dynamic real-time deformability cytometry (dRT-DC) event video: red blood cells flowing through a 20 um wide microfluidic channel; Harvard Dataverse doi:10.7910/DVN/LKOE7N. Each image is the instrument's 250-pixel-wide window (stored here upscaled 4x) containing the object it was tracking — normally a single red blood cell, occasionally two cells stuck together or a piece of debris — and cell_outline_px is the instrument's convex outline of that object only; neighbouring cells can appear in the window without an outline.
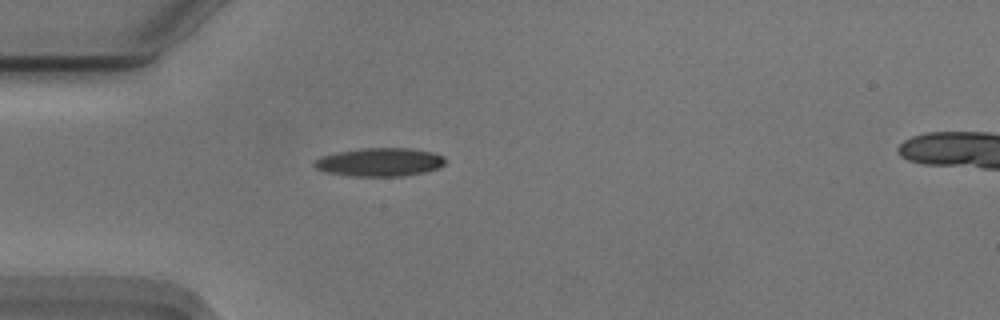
{"species": "Egyptian fruit bat (a non-hibernating species)", "species_latin": "Rousettus aegyptiacus", "temperature_condition": "cold", "stored_images_in_passage": 40, "camera_frame_rate_fps": 3000, "um_per_image_px": 0.085, "animal": {"sex": "male"}, "frame": {"image": 1, "passage_image": 1, "time_ms": 0.0, "image_size_px": [1000, 320], "cell_outline_px": [[448, 160], [440, 168], [424, 172], [400, 176], [352, 176], [328, 172], [316, 168], [312, 164], [320, 156], [360, 148], [412, 148], [432, 152], [444, 156]], "centroid_in_image_um": [32.33, 13.77], "position_along_channel_um": 52.7, "area_um2": 21.68}}
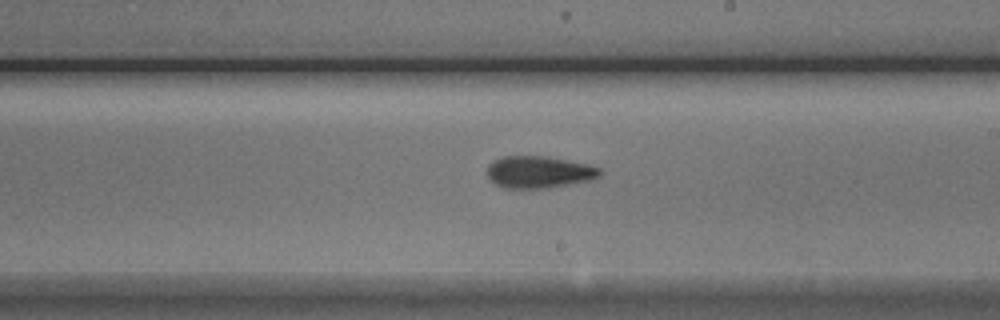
{"frame": {"image": 2, "passage_image": 17, "time_ms": 5.333, "image_size_px": [1000, 320], "cell_outline_px": [[600, 176], [592, 180], [548, 188], [504, 188], [488, 180], [488, 164], [504, 156], [544, 156], [588, 164], [600, 168]], "centroid_in_image_um": [45.81, 14.63], "position_along_channel_um": 243.2, "area_um2": 20.98}}
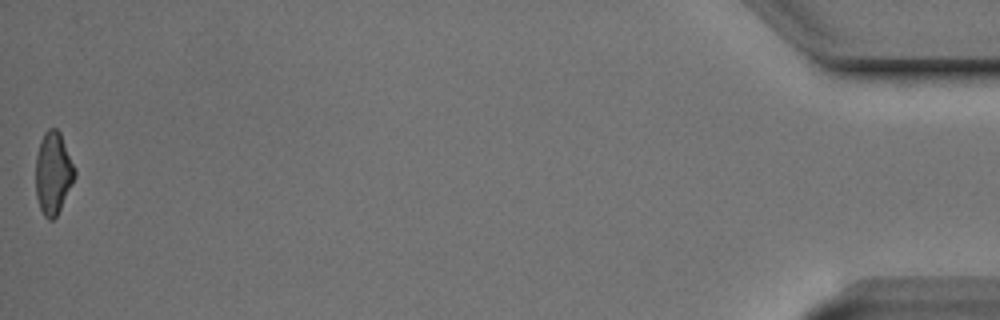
{"frame": {"image": 3, "passage_image": 40, "time_ms": 13.0, "image_size_px": [1000, 320], "cell_outline_px": [[76, 176], [56, 216], [52, 220], [48, 220], [44, 216], [40, 208], [36, 196], [36, 156], [40, 140], [44, 132], [48, 128], [56, 128], [60, 132], [76, 168]], "centroid_in_image_um": [4.52, 14.68], "position_along_channel_um": 430.7, "area_um2": 18.79}, "authors_computed_cell_mechanics": {"area_um2": 20.2011, "velocity_mm_per_s": 3.7436, "shape_relaxation_time_tau1_ms": 3.4192, "shape_relaxation_time_tau2_ms": 4.1993, "deformation_change_tau1": 0.1528, "deformation_change_tau2": 0.141}}